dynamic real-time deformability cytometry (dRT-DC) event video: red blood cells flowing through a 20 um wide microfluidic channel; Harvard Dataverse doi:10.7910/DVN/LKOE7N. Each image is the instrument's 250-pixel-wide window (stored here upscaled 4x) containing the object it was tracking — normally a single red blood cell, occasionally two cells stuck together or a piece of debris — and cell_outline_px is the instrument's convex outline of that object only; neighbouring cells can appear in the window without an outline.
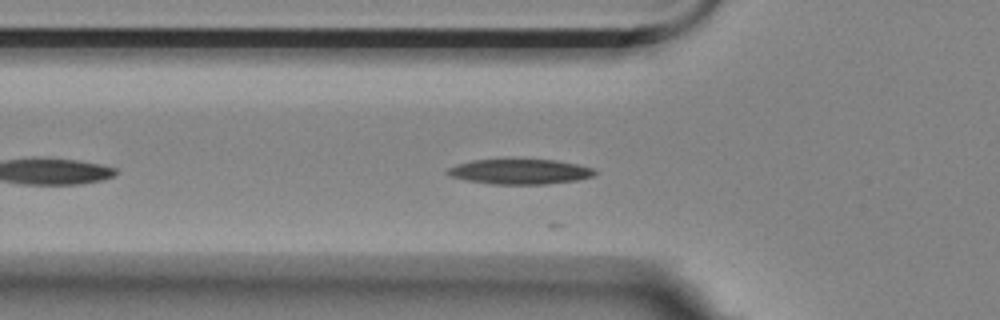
{"species": "Egyptian fruit bat (a non-hibernating species)", "species_latin": "Rousettus aegyptiacus", "temperature_condition": "room temperature", "stored_images_in_passage": 16, "camera_frame_rate_fps": 3000, "um_per_image_px": 0.085, "animal": {"sex": "female"}, "frame": {"image": 1, "passage_image": 3, "time_ms": 0.667, "image_size_px": [1000, 320], "cell_outline_px": [[596, 172], [592, 176], [580, 180], [548, 184], [492, 184], [464, 180], [448, 176], [444, 172], [448, 168], [456, 164], [472, 160], [556, 160], [576, 164], [592, 168]], "centroid_in_image_um": [44.14, 14.6], "position_along_channel_um": 81.7, "area_um2": 21.56}}
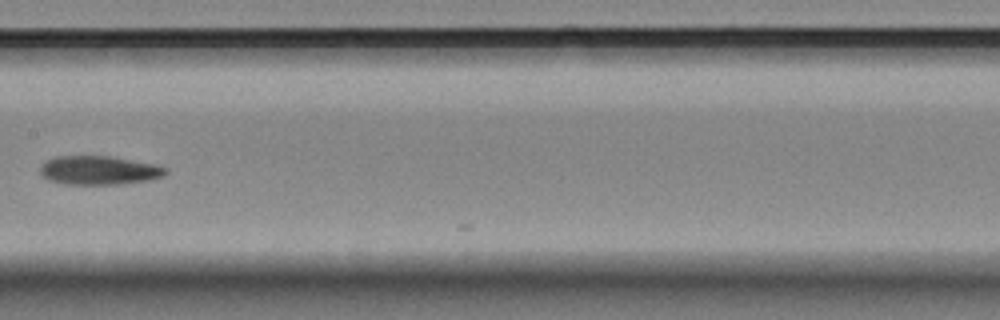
{"frame": {"image": 2, "passage_image": 13, "time_ms": 4.0, "image_size_px": [1000, 320], "cell_outline_px": [[168, 172], [164, 176], [148, 180], [120, 184], [60, 184], [44, 176], [40, 172], [40, 164], [44, 160], [56, 156], [108, 156], [152, 164], [168, 168]], "centroid_in_image_um": [8.38, 14.47], "position_along_channel_um": 199.0, "area_um2": 20.98}}